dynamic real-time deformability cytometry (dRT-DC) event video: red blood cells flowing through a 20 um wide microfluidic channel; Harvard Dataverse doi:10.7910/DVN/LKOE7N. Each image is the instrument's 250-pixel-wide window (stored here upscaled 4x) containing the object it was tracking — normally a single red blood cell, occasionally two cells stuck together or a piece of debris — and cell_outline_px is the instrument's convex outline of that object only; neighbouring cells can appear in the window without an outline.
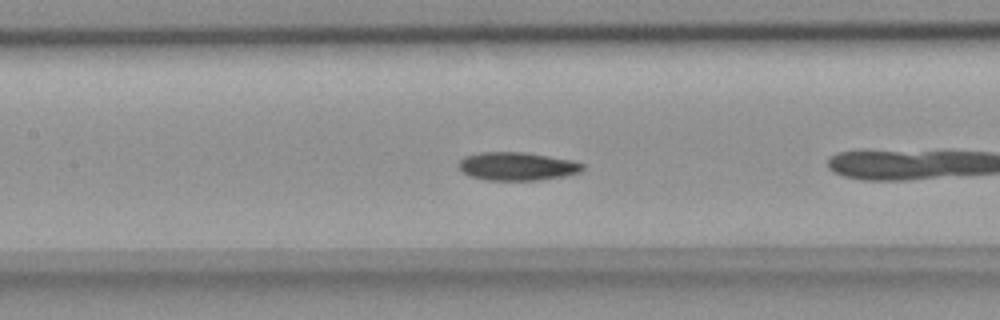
{"species": "common noctule bat (a hibernating species)", "species_latin": "Nyctalus noctula", "temperature_condition": "room temperature", "stored_images_in_passage": 10, "camera_frame_rate_fps": 3000, "um_per_image_px": 0.085, "animal": {"sex": "female", "body_mass_g": 18.4}, "frame": {"image": 1, "passage_image": 9, "time_ms": 2.667, "image_size_px": [1000, 320], "cell_outline_px": [[584, 168], [580, 172], [564, 176], [540, 180], [484, 180], [468, 176], [456, 164], [464, 156], [480, 152], [524, 152], [572, 160], [584, 164]], "centroid_in_image_um": [43.93, 14.14], "position_along_channel_um": 163.5, "area_um2": 20.52}}